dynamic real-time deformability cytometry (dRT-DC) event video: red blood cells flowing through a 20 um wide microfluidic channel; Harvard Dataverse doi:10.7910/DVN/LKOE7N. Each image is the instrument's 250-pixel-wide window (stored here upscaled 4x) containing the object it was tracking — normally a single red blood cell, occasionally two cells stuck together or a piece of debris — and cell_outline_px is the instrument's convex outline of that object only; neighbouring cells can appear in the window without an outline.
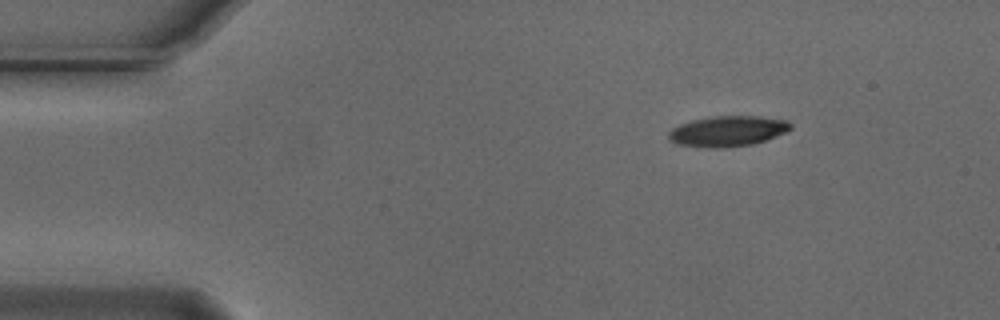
{"species": "Egyptian fruit bat (a non-hibernating species)", "species_latin": "Rousettus aegyptiacus", "temperature_condition": "cold", "stored_images_in_passage": 48, "camera_frame_rate_fps": 3000, "um_per_image_px": 0.085, "animal": {"sex": "male"}, "frame": {"image": 1, "passage_image": 1, "time_ms": 0.0, "image_size_px": [1000, 320], "cell_outline_px": [[792, 128], [784, 132], [764, 140], [752, 144], [724, 148], [712, 148], [676, 144], [668, 136], [668, 132], [672, 128], [680, 124], [692, 120], [712, 116], [760, 116], [788, 120], [792, 124]], "centroid_in_image_um": [61.85, 11.14], "position_along_channel_um": 23.2, "area_um2": 21.62}}
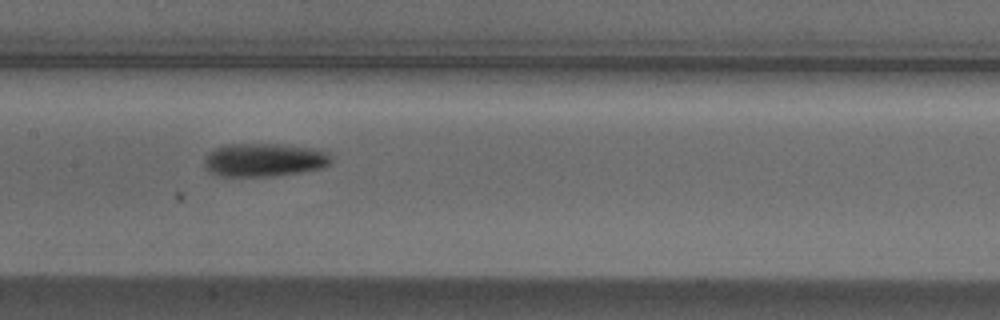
{"frame": {"image": 2, "passage_image": 20, "time_ms": 6.333, "image_size_px": [1000, 320], "cell_outline_px": [[332, 164], [324, 168], [300, 172], [272, 176], [220, 176], [208, 172], [204, 168], [204, 160], [216, 148], [228, 144], [276, 144], [312, 148], [328, 152], [332, 160]], "centroid_in_image_um": [22.48, 13.6], "position_along_channel_um": 184.9, "area_um2": 24.62}}
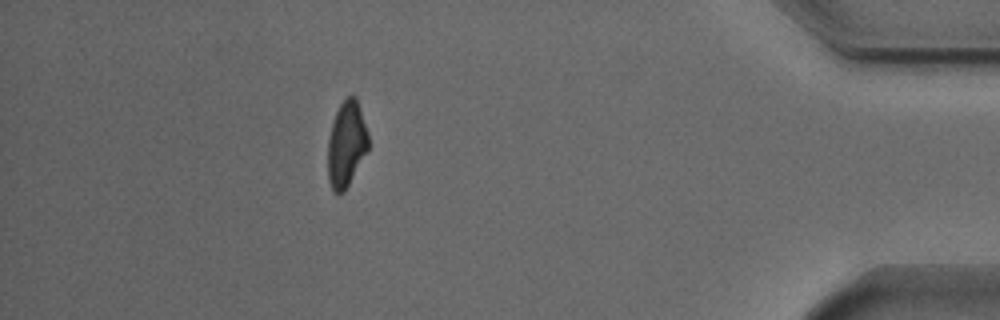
{"frame": {"image": 3, "passage_image": 42, "time_ms": 13.667, "image_size_px": [1000, 320], "cell_outline_px": [[368, 152], [344, 192], [332, 192], [328, 180], [328, 140], [332, 124], [336, 112], [340, 104], [348, 96], [356, 96], [368, 132]], "centroid_in_image_um": [29.45, 12.27], "position_along_channel_um": 405.7, "area_um2": 20.29}, "authors_computed_cell_mechanics": {"area_um2": 22.3108, "velocity_mm_per_s": 3.722, "shape_relaxation_time_tau1_ms": 4.5082, "shape_relaxation_time_tau2_ms": 8.0008, "deformation_change_tau1": 0.1621, "deformation_change_tau2": 0.1913}}